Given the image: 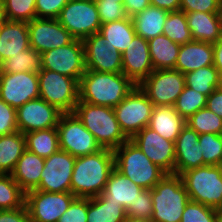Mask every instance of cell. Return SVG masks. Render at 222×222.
Returning a JSON list of instances; mask_svg holds the SVG:
<instances>
[{
  "instance_id": "obj_6",
  "label": "cell",
  "mask_w": 222,
  "mask_h": 222,
  "mask_svg": "<svg viewBox=\"0 0 222 222\" xmlns=\"http://www.w3.org/2000/svg\"><path fill=\"white\" fill-rule=\"evenodd\" d=\"M181 178L192 201L222 208V167L203 165L182 173Z\"/></svg>"
},
{
  "instance_id": "obj_38",
  "label": "cell",
  "mask_w": 222,
  "mask_h": 222,
  "mask_svg": "<svg viewBox=\"0 0 222 222\" xmlns=\"http://www.w3.org/2000/svg\"><path fill=\"white\" fill-rule=\"evenodd\" d=\"M186 124L198 134L214 133L222 135V118L207 107L198 110L188 118Z\"/></svg>"
},
{
  "instance_id": "obj_53",
  "label": "cell",
  "mask_w": 222,
  "mask_h": 222,
  "mask_svg": "<svg viewBox=\"0 0 222 222\" xmlns=\"http://www.w3.org/2000/svg\"><path fill=\"white\" fill-rule=\"evenodd\" d=\"M214 50V62L213 65L219 72L222 78V38H220L216 43L213 44Z\"/></svg>"
},
{
  "instance_id": "obj_49",
  "label": "cell",
  "mask_w": 222,
  "mask_h": 222,
  "mask_svg": "<svg viewBox=\"0 0 222 222\" xmlns=\"http://www.w3.org/2000/svg\"><path fill=\"white\" fill-rule=\"evenodd\" d=\"M0 222H30L26 205L17 209L0 210Z\"/></svg>"
},
{
  "instance_id": "obj_20",
  "label": "cell",
  "mask_w": 222,
  "mask_h": 222,
  "mask_svg": "<svg viewBox=\"0 0 222 222\" xmlns=\"http://www.w3.org/2000/svg\"><path fill=\"white\" fill-rule=\"evenodd\" d=\"M153 71L148 41L136 34L122 53V73L138 86Z\"/></svg>"
},
{
  "instance_id": "obj_12",
  "label": "cell",
  "mask_w": 222,
  "mask_h": 222,
  "mask_svg": "<svg viewBox=\"0 0 222 222\" xmlns=\"http://www.w3.org/2000/svg\"><path fill=\"white\" fill-rule=\"evenodd\" d=\"M41 69L58 72L79 82L86 72L83 41L75 39L70 44L43 52Z\"/></svg>"
},
{
  "instance_id": "obj_51",
  "label": "cell",
  "mask_w": 222,
  "mask_h": 222,
  "mask_svg": "<svg viewBox=\"0 0 222 222\" xmlns=\"http://www.w3.org/2000/svg\"><path fill=\"white\" fill-rule=\"evenodd\" d=\"M149 5H151L150 0H125L123 4L126 13L130 18L141 13Z\"/></svg>"
},
{
  "instance_id": "obj_22",
  "label": "cell",
  "mask_w": 222,
  "mask_h": 222,
  "mask_svg": "<svg viewBox=\"0 0 222 222\" xmlns=\"http://www.w3.org/2000/svg\"><path fill=\"white\" fill-rule=\"evenodd\" d=\"M213 62V44L192 40L186 44H181L175 69L186 74L201 67L213 65Z\"/></svg>"
},
{
  "instance_id": "obj_48",
  "label": "cell",
  "mask_w": 222,
  "mask_h": 222,
  "mask_svg": "<svg viewBox=\"0 0 222 222\" xmlns=\"http://www.w3.org/2000/svg\"><path fill=\"white\" fill-rule=\"evenodd\" d=\"M221 0H180V9L184 12L215 13L220 11Z\"/></svg>"
},
{
  "instance_id": "obj_42",
  "label": "cell",
  "mask_w": 222,
  "mask_h": 222,
  "mask_svg": "<svg viewBox=\"0 0 222 222\" xmlns=\"http://www.w3.org/2000/svg\"><path fill=\"white\" fill-rule=\"evenodd\" d=\"M180 222H216V209L190 200Z\"/></svg>"
},
{
  "instance_id": "obj_29",
  "label": "cell",
  "mask_w": 222,
  "mask_h": 222,
  "mask_svg": "<svg viewBox=\"0 0 222 222\" xmlns=\"http://www.w3.org/2000/svg\"><path fill=\"white\" fill-rule=\"evenodd\" d=\"M154 70L175 69L181 45L162 34L148 40Z\"/></svg>"
},
{
  "instance_id": "obj_34",
  "label": "cell",
  "mask_w": 222,
  "mask_h": 222,
  "mask_svg": "<svg viewBox=\"0 0 222 222\" xmlns=\"http://www.w3.org/2000/svg\"><path fill=\"white\" fill-rule=\"evenodd\" d=\"M184 75L187 87L192 88L207 97L216 88L222 85V78L214 65L201 67Z\"/></svg>"
},
{
  "instance_id": "obj_56",
  "label": "cell",
  "mask_w": 222,
  "mask_h": 222,
  "mask_svg": "<svg viewBox=\"0 0 222 222\" xmlns=\"http://www.w3.org/2000/svg\"><path fill=\"white\" fill-rule=\"evenodd\" d=\"M216 222H222V208L216 209Z\"/></svg>"
},
{
  "instance_id": "obj_23",
  "label": "cell",
  "mask_w": 222,
  "mask_h": 222,
  "mask_svg": "<svg viewBox=\"0 0 222 222\" xmlns=\"http://www.w3.org/2000/svg\"><path fill=\"white\" fill-rule=\"evenodd\" d=\"M29 48L30 39L27 22L6 20L0 26V52L3 61Z\"/></svg>"
},
{
  "instance_id": "obj_37",
  "label": "cell",
  "mask_w": 222,
  "mask_h": 222,
  "mask_svg": "<svg viewBox=\"0 0 222 222\" xmlns=\"http://www.w3.org/2000/svg\"><path fill=\"white\" fill-rule=\"evenodd\" d=\"M25 204V193L11 174H0V210L17 209Z\"/></svg>"
},
{
  "instance_id": "obj_4",
  "label": "cell",
  "mask_w": 222,
  "mask_h": 222,
  "mask_svg": "<svg viewBox=\"0 0 222 222\" xmlns=\"http://www.w3.org/2000/svg\"><path fill=\"white\" fill-rule=\"evenodd\" d=\"M113 152L115 168L143 189H152L167 174L130 139Z\"/></svg>"
},
{
  "instance_id": "obj_47",
  "label": "cell",
  "mask_w": 222,
  "mask_h": 222,
  "mask_svg": "<svg viewBox=\"0 0 222 222\" xmlns=\"http://www.w3.org/2000/svg\"><path fill=\"white\" fill-rule=\"evenodd\" d=\"M69 0H36L37 18L57 19L63 7Z\"/></svg>"
},
{
  "instance_id": "obj_59",
  "label": "cell",
  "mask_w": 222,
  "mask_h": 222,
  "mask_svg": "<svg viewBox=\"0 0 222 222\" xmlns=\"http://www.w3.org/2000/svg\"><path fill=\"white\" fill-rule=\"evenodd\" d=\"M2 64H3V59H2L1 52H0V68H1Z\"/></svg>"
},
{
  "instance_id": "obj_28",
  "label": "cell",
  "mask_w": 222,
  "mask_h": 222,
  "mask_svg": "<svg viewBox=\"0 0 222 222\" xmlns=\"http://www.w3.org/2000/svg\"><path fill=\"white\" fill-rule=\"evenodd\" d=\"M169 11L149 5L141 13L131 17L137 35L147 41L163 34V26Z\"/></svg>"
},
{
  "instance_id": "obj_26",
  "label": "cell",
  "mask_w": 222,
  "mask_h": 222,
  "mask_svg": "<svg viewBox=\"0 0 222 222\" xmlns=\"http://www.w3.org/2000/svg\"><path fill=\"white\" fill-rule=\"evenodd\" d=\"M142 190V187L132 182L128 177L114 168L109 175L105 189L100 195L106 201L115 202L127 210Z\"/></svg>"
},
{
  "instance_id": "obj_3",
  "label": "cell",
  "mask_w": 222,
  "mask_h": 222,
  "mask_svg": "<svg viewBox=\"0 0 222 222\" xmlns=\"http://www.w3.org/2000/svg\"><path fill=\"white\" fill-rule=\"evenodd\" d=\"M105 149L115 150L128 138L121 131L114 109L78 101L73 112Z\"/></svg>"
},
{
  "instance_id": "obj_36",
  "label": "cell",
  "mask_w": 222,
  "mask_h": 222,
  "mask_svg": "<svg viewBox=\"0 0 222 222\" xmlns=\"http://www.w3.org/2000/svg\"><path fill=\"white\" fill-rule=\"evenodd\" d=\"M163 34L180 45L192 41L186 13L181 10L169 12L163 26Z\"/></svg>"
},
{
  "instance_id": "obj_7",
  "label": "cell",
  "mask_w": 222,
  "mask_h": 222,
  "mask_svg": "<svg viewBox=\"0 0 222 222\" xmlns=\"http://www.w3.org/2000/svg\"><path fill=\"white\" fill-rule=\"evenodd\" d=\"M39 97L63 114L73 113L79 101V82L58 72L41 69L38 72Z\"/></svg>"
},
{
  "instance_id": "obj_18",
  "label": "cell",
  "mask_w": 222,
  "mask_h": 222,
  "mask_svg": "<svg viewBox=\"0 0 222 222\" xmlns=\"http://www.w3.org/2000/svg\"><path fill=\"white\" fill-rule=\"evenodd\" d=\"M167 174H175V146L151 128L144 127L130 139Z\"/></svg>"
},
{
  "instance_id": "obj_8",
  "label": "cell",
  "mask_w": 222,
  "mask_h": 222,
  "mask_svg": "<svg viewBox=\"0 0 222 222\" xmlns=\"http://www.w3.org/2000/svg\"><path fill=\"white\" fill-rule=\"evenodd\" d=\"M153 108V103L138 85L113 109L121 131L131 139L149 125Z\"/></svg>"
},
{
  "instance_id": "obj_1",
  "label": "cell",
  "mask_w": 222,
  "mask_h": 222,
  "mask_svg": "<svg viewBox=\"0 0 222 222\" xmlns=\"http://www.w3.org/2000/svg\"><path fill=\"white\" fill-rule=\"evenodd\" d=\"M115 168L113 150L102 148L94 154L76 157L71 177V193L76 197L99 196Z\"/></svg>"
},
{
  "instance_id": "obj_14",
  "label": "cell",
  "mask_w": 222,
  "mask_h": 222,
  "mask_svg": "<svg viewBox=\"0 0 222 222\" xmlns=\"http://www.w3.org/2000/svg\"><path fill=\"white\" fill-rule=\"evenodd\" d=\"M0 98L15 109L39 98L38 73L0 72Z\"/></svg>"
},
{
  "instance_id": "obj_35",
  "label": "cell",
  "mask_w": 222,
  "mask_h": 222,
  "mask_svg": "<svg viewBox=\"0 0 222 222\" xmlns=\"http://www.w3.org/2000/svg\"><path fill=\"white\" fill-rule=\"evenodd\" d=\"M41 70V54L29 48L12 58L3 61L1 73L31 72L38 73Z\"/></svg>"
},
{
  "instance_id": "obj_9",
  "label": "cell",
  "mask_w": 222,
  "mask_h": 222,
  "mask_svg": "<svg viewBox=\"0 0 222 222\" xmlns=\"http://www.w3.org/2000/svg\"><path fill=\"white\" fill-rule=\"evenodd\" d=\"M57 21L75 39L82 41L98 33L101 27L95 0H69L57 17Z\"/></svg>"
},
{
  "instance_id": "obj_5",
  "label": "cell",
  "mask_w": 222,
  "mask_h": 222,
  "mask_svg": "<svg viewBox=\"0 0 222 222\" xmlns=\"http://www.w3.org/2000/svg\"><path fill=\"white\" fill-rule=\"evenodd\" d=\"M153 222H180L189 194L180 175L166 174L152 189Z\"/></svg>"
},
{
  "instance_id": "obj_33",
  "label": "cell",
  "mask_w": 222,
  "mask_h": 222,
  "mask_svg": "<svg viewBox=\"0 0 222 222\" xmlns=\"http://www.w3.org/2000/svg\"><path fill=\"white\" fill-rule=\"evenodd\" d=\"M125 217L122 205L106 201L101 195L88 198L87 222H122Z\"/></svg>"
},
{
  "instance_id": "obj_40",
  "label": "cell",
  "mask_w": 222,
  "mask_h": 222,
  "mask_svg": "<svg viewBox=\"0 0 222 222\" xmlns=\"http://www.w3.org/2000/svg\"><path fill=\"white\" fill-rule=\"evenodd\" d=\"M3 2L6 20L29 22L37 18L36 0H3Z\"/></svg>"
},
{
  "instance_id": "obj_45",
  "label": "cell",
  "mask_w": 222,
  "mask_h": 222,
  "mask_svg": "<svg viewBox=\"0 0 222 222\" xmlns=\"http://www.w3.org/2000/svg\"><path fill=\"white\" fill-rule=\"evenodd\" d=\"M88 198L76 197L57 222H87Z\"/></svg>"
},
{
  "instance_id": "obj_16",
  "label": "cell",
  "mask_w": 222,
  "mask_h": 222,
  "mask_svg": "<svg viewBox=\"0 0 222 222\" xmlns=\"http://www.w3.org/2000/svg\"><path fill=\"white\" fill-rule=\"evenodd\" d=\"M30 48L39 54L72 43L75 38L57 19L35 18L27 22Z\"/></svg>"
},
{
  "instance_id": "obj_43",
  "label": "cell",
  "mask_w": 222,
  "mask_h": 222,
  "mask_svg": "<svg viewBox=\"0 0 222 222\" xmlns=\"http://www.w3.org/2000/svg\"><path fill=\"white\" fill-rule=\"evenodd\" d=\"M153 215V201L151 189H143L133 204L126 210V216L132 218L151 219Z\"/></svg>"
},
{
  "instance_id": "obj_19",
  "label": "cell",
  "mask_w": 222,
  "mask_h": 222,
  "mask_svg": "<svg viewBox=\"0 0 222 222\" xmlns=\"http://www.w3.org/2000/svg\"><path fill=\"white\" fill-rule=\"evenodd\" d=\"M86 70L122 73V54L113 52L101 33H94L83 40Z\"/></svg>"
},
{
  "instance_id": "obj_54",
  "label": "cell",
  "mask_w": 222,
  "mask_h": 222,
  "mask_svg": "<svg viewBox=\"0 0 222 222\" xmlns=\"http://www.w3.org/2000/svg\"><path fill=\"white\" fill-rule=\"evenodd\" d=\"M122 222H153L151 219H142V218H132L126 216Z\"/></svg>"
},
{
  "instance_id": "obj_57",
  "label": "cell",
  "mask_w": 222,
  "mask_h": 222,
  "mask_svg": "<svg viewBox=\"0 0 222 222\" xmlns=\"http://www.w3.org/2000/svg\"><path fill=\"white\" fill-rule=\"evenodd\" d=\"M107 1H111V2L116 1V2H119V3H121V4H124V2H125V0H107Z\"/></svg>"
},
{
  "instance_id": "obj_24",
  "label": "cell",
  "mask_w": 222,
  "mask_h": 222,
  "mask_svg": "<svg viewBox=\"0 0 222 222\" xmlns=\"http://www.w3.org/2000/svg\"><path fill=\"white\" fill-rule=\"evenodd\" d=\"M193 40L216 43L222 38V20L219 12H185Z\"/></svg>"
},
{
  "instance_id": "obj_41",
  "label": "cell",
  "mask_w": 222,
  "mask_h": 222,
  "mask_svg": "<svg viewBox=\"0 0 222 222\" xmlns=\"http://www.w3.org/2000/svg\"><path fill=\"white\" fill-rule=\"evenodd\" d=\"M199 144L204 165L218 166L220 165L222 154V135L214 133L199 134Z\"/></svg>"
},
{
  "instance_id": "obj_10",
  "label": "cell",
  "mask_w": 222,
  "mask_h": 222,
  "mask_svg": "<svg viewBox=\"0 0 222 222\" xmlns=\"http://www.w3.org/2000/svg\"><path fill=\"white\" fill-rule=\"evenodd\" d=\"M56 128L60 150L74 157L94 154L102 149L93 134L74 113L62 114Z\"/></svg>"
},
{
  "instance_id": "obj_50",
  "label": "cell",
  "mask_w": 222,
  "mask_h": 222,
  "mask_svg": "<svg viewBox=\"0 0 222 222\" xmlns=\"http://www.w3.org/2000/svg\"><path fill=\"white\" fill-rule=\"evenodd\" d=\"M206 107L222 118V85L207 97Z\"/></svg>"
},
{
  "instance_id": "obj_39",
  "label": "cell",
  "mask_w": 222,
  "mask_h": 222,
  "mask_svg": "<svg viewBox=\"0 0 222 222\" xmlns=\"http://www.w3.org/2000/svg\"><path fill=\"white\" fill-rule=\"evenodd\" d=\"M206 101V95L185 86L183 92L178 96L174 108L181 117L187 120L198 110L206 107Z\"/></svg>"
},
{
  "instance_id": "obj_32",
  "label": "cell",
  "mask_w": 222,
  "mask_h": 222,
  "mask_svg": "<svg viewBox=\"0 0 222 222\" xmlns=\"http://www.w3.org/2000/svg\"><path fill=\"white\" fill-rule=\"evenodd\" d=\"M26 149L39 157L48 158L60 150L57 128L24 133Z\"/></svg>"
},
{
  "instance_id": "obj_15",
  "label": "cell",
  "mask_w": 222,
  "mask_h": 222,
  "mask_svg": "<svg viewBox=\"0 0 222 222\" xmlns=\"http://www.w3.org/2000/svg\"><path fill=\"white\" fill-rule=\"evenodd\" d=\"M76 157L59 150L45 158L41 181L36 190L45 192H71V177Z\"/></svg>"
},
{
  "instance_id": "obj_55",
  "label": "cell",
  "mask_w": 222,
  "mask_h": 222,
  "mask_svg": "<svg viewBox=\"0 0 222 222\" xmlns=\"http://www.w3.org/2000/svg\"><path fill=\"white\" fill-rule=\"evenodd\" d=\"M6 21L4 14V2L0 0V26Z\"/></svg>"
},
{
  "instance_id": "obj_13",
  "label": "cell",
  "mask_w": 222,
  "mask_h": 222,
  "mask_svg": "<svg viewBox=\"0 0 222 222\" xmlns=\"http://www.w3.org/2000/svg\"><path fill=\"white\" fill-rule=\"evenodd\" d=\"M76 198L71 192L32 190L25 194L30 222H57Z\"/></svg>"
},
{
  "instance_id": "obj_27",
  "label": "cell",
  "mask_w": 222,
  "mask_h": 222,
  "mask_svg": "<svg viewBox=\"0 0 222 222\" xmlns=\"http://www.w3.org/2000/svg\"><path fill=\"white\" fill-rule=\"evenodd\" d=\"M186 125L174 106H155L148 127L169 141L175 142Z\"/></svg>"
},
{
  "instance_id": "obj_11",
  "label": "cell",
  "mask_w": 222,
  "mask_h": 222,
  "mask_svg": "<svg viewBox=\"0 0 222 222\" xmlns=\"http://www.w3.org/2000/svg\"><path fill=\"white\" fill-rule=\"evenodd\" d=\"M185 86V75L176 69L154 70L139 84L154 107L174 106Z\"/></svg>"
},
{
  "instance_id": "obj_58",
  "label": "cell",
  "mask_w": 222,
  "mask_h": 222,
  "mask_svg": "<svg viewBox=\"0 0 222 222\" xmlns=\"http://www.w3.org/2000/svg\"><path fill=\"white\" fill-rule=\"evenodd\" d=\"M219 14H220V18L222 20V0H221V3H220V11H219Z\"/></svg>"
},
{
  "instance_id": "obj_46",
  "label": "cell",
  "mask_w": 222,
  "mask_h": 222,
  "mask_svg": "<svg viewBox=\"0 0 222 222\" xmlns=\"http://www.w3.org/2000/svg\"><path fill=\"white\" fill-rule=\"evenodd\" d=\"M17 131L16 109L0 98V136Z\"/></svg>"
},
{
  "instance_id": "obj_44",
  "label": "cell",
  "mask_w": 222,
  "mask_h": 222,
  "mask_svg": "<svg viewBox=\"0 0 222 222\" xmlns=\"http://www.w3.org/2000/svg\"><path fill=\"white\" fill-rule=\"evenodd\" d=\"M101 24L128 18L125 7L119 2L95 0Z\"/></svg>"
},
{
  "instance_id": "obj_21",
  "label": "cell",
  "mask_w": 222,
  "mask_h": 222,
  "mask_svg": "<svg viewBox=\"0 0 222 222\" xmlns=\"http://www.w3.org/2000/svg\"><path fill=\"white\" fill-rule=\"evenodd\" d=\"M198 141L199 134L186 124L174 142L176 175L204 165L203 152Z\"/></svg>"
},
{
  "instance_id": "obj_60",
  "label": "cell",
  "mask_w": 222,
  "mask_h": 222,
  "mask_svg": "<svg viewBox=\"0 0 222 222\" xmlns=\"http://www.w3.org/2000/svg\"><path fill=\"white\" fill-rule=\"evenodd\" d=\"M220 166L222 167V154H221Z\"/></svg>"
},
{
  "instance_id": "obj_52",
  "label": "cell",
  "mask_w": 222,
  "mask_h": 222,
  "mask_svg": "<svg viewBox=\"0 0 222 222\" xmlns=\"http://www.w3.org/2000/svg\"><path fill=\"white\" fill-rule=\"evenodd\" d=\"M151 5L169 12L180 9V0H150Z\"/></svg>"
},
{
  "instance_id": "obj_2",
  "label": "cell",
  "mask_w": 222,
  "mask_h": 222,
  "mask_svg": "<svg viewBox=\"0 0 222 222\" xmlns=\"http://www.w3.org/2000/svg\"><path fill=\"white\" fill-rule=\"evenodd\" d=\"M135 87L123 73L86 70L79 81V100L114 108Z\"/></svg>"
},
{
  "instance_id": "obj_25",
  "label": "cell",
  "mask_w": 222,
  "mask_h": 222,
  "mask_svg": "<svg viewBox=\"0 0 222 222\" xmlns=\"http://www.w3.org/2000/svg\"><path fill=\"white\" fill-rule=\"evenodd\" d=\"M44 163L45 158L39 157L37 154L27 149H25L17 161L11 175L25 194L37 189L41 181Z\"/></svg>"
},
{
  "instance_id": "obj_30",
  "label": "cell",
  "mask_w": 222,
  "mask_h": 222,
  "mask_svg": "<svg viewBox=\"0 0 222 222\" xmlns=\"http://www.w3.org/2000/svg\"><path fill=\"white\" fill-rule=\"evenodd\" d=\"M112 51L123 53L130 45L136 32L130 17L101 24L100 31Z\"/></svg>"
},
{
  "instance_id": "obj_31",
  "label": "cell",
  "mask_w": 222,
  "mask_h": 222,
  "mask_svg": "<svg viewBox=\"0 0 222 222\" xmlns=\"http://www.w3.org/2000/svg\"><path fill=\"white\" fill-rule=\"evenodd\" d=\"M25 149V136L20 131L0 136V174H11Z\"/></svg>"
},
{
  "instance_id": "obj_17",
  "label": "cell",
  "mask_w": 222,
  "mask_h": 222,
  "mask_svg": "<svg viewBox=\"0 0 222 222\" xmlns=\"http://www.w3.org/2000/svg\"><path fill=\"white\" fill-rule=\"evenodd\" d=\"M62 114L40 97L30 100L16 109L18 131L24 134L57 127Z\"/></svg>"
}]
</instances>
